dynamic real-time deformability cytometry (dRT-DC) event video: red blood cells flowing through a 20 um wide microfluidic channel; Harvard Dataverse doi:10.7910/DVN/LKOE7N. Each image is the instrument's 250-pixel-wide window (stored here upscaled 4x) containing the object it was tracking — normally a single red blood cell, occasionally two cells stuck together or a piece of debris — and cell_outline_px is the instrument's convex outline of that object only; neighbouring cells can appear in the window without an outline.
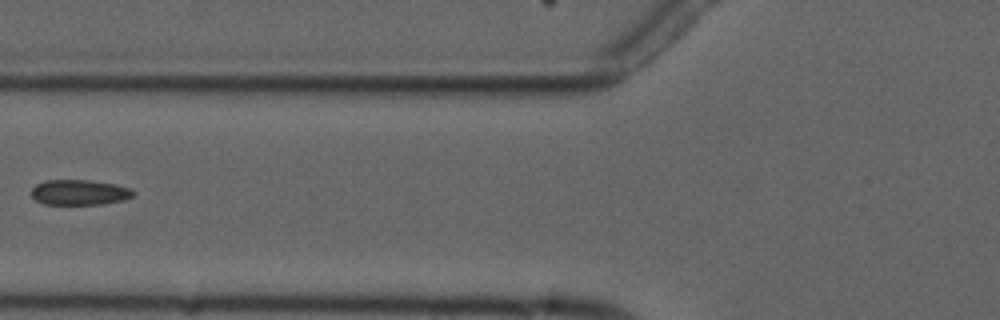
{"species": "common noctule bat (a hibernating species)", "species_latin": "Nyctalus noctula", "temperature_condition": "cold", "stored_images_in_passage": 6, "camera_frame_rate_fps": 3000, "um_per_image_px": 0.085, "animal": {"sex": "male", "forearm_length_mm": 52.5}, "frame": {"image": 1, "passage_image": 5, "time_ms": 6.333, "image_size_px": [1000, 320], "cell_outline_px": [[136, 192], [132, 196], [124, 200], [100, 204], [44, 204], [36, 200], [32, 196], [32, 188], [36, 184], [44, 180], [88, 180], [116, 184], [128, 188]], "centroid_in_image_um": [6.74, 16.34], "position_along_channel_um": 119.1, "area_um2": 14.97}}
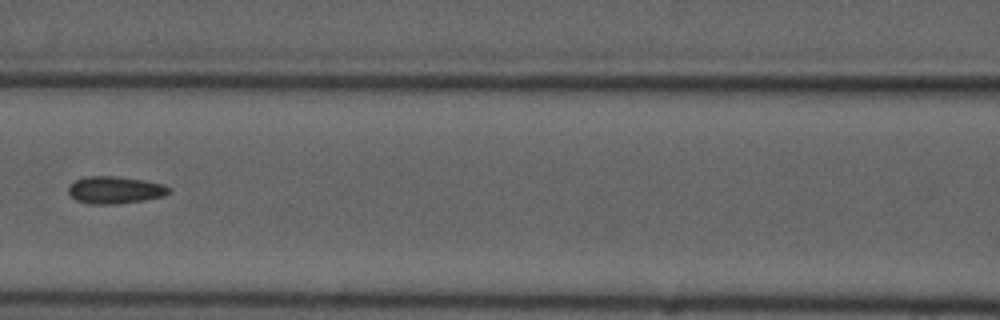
{"frame": {"image": 2, "passage_image": 6, "time_ms": 7.333, "image_size_px": [1000, 320], "cell_outline_px": [[172, 192], [164, 196], [144, 200], [116, 204], [92, 204], [76, 200], [68, 192], [68, 188], [76, 180], [88, 176], [112, 176], [144, 180], [164, 184], [172, 188]], "centroid_in_image_um": [9.84, 16.15], "position_along_channel_um": 156.8, "area_um2": 15.95}}